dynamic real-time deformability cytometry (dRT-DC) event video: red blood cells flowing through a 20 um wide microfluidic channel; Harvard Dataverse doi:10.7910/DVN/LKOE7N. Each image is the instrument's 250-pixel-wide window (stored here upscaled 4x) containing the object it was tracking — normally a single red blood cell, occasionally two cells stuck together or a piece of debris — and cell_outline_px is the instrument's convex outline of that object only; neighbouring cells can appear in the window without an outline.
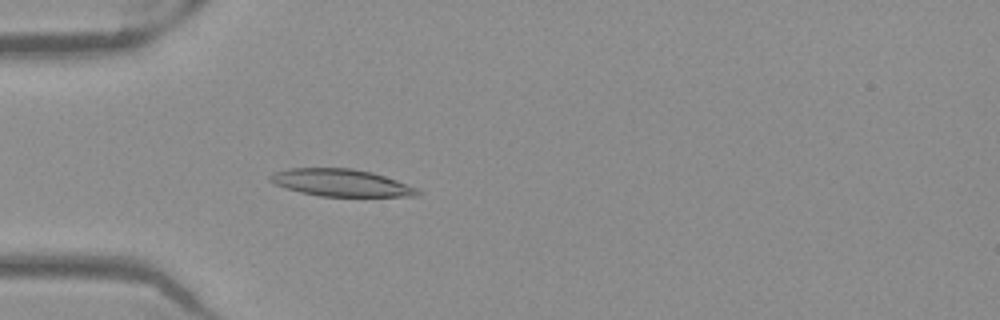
{"species": "Egyptian fruit bat (a non-hibernating species)", "species_latin": "Rousettus aegyptiacus", "temperature_condition": "warm", "stored_images_in_passage": 38, "camera_frame_rate_fps": 3000, "um_per_image_px": 0.085, "frame": {"image": 1, "passage_image": 8, "time_ms": 2.333, "image_size_px": [1000, 320], "cell_outline_px": [[420, 196], [320, 196], [300, 192], [284, 188], [268, 180], [268, 176], [272, 172], [288, 168], [352, 168], [372, 172], [396, 180], [416, 188], [420, 192]], "centroid_in_image_um": [28.93, 15.53], "position_along_channel_um": 56.1, "area_um2": 23.35}}
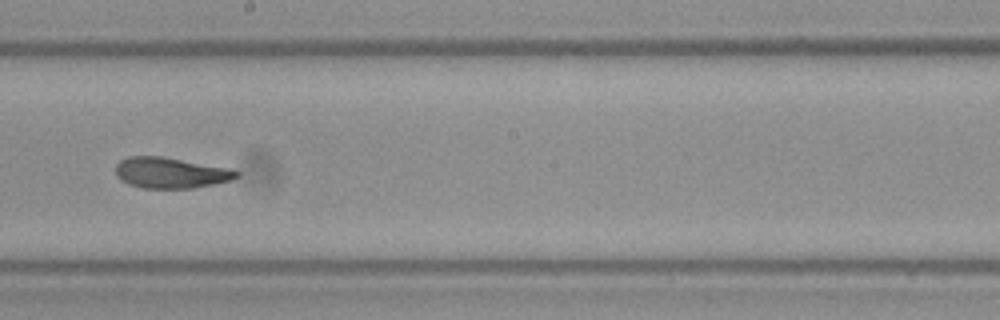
{"frame": {"image": 2, "passage_image": 22, "time_ms": 7.0, "image_size_px": [1000, 320], "cell_outline_px": [[240, 176], [232, 180], [192, 188], [144, 188], [128, 184], [120, 180], [116, 176], [116, 164], [120, 160], [128, 156], [164, 156], [228, 168], [240, 172]], "centroid_in_image_um": [14.49, 14.68], "position_along_channel_um": 233.7, "area_um2": 21.79}}
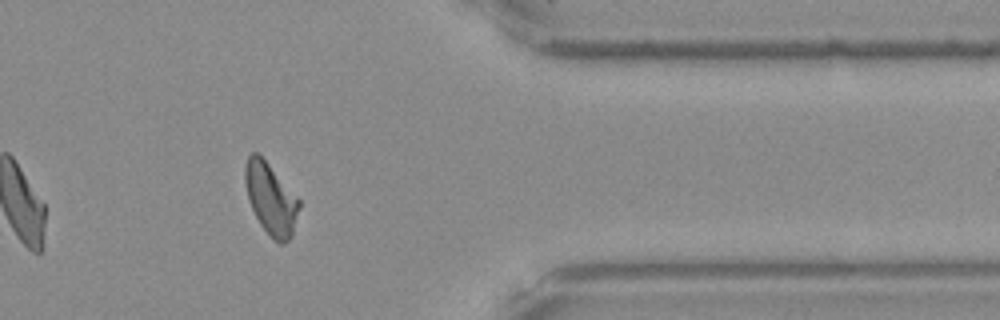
{"frame": {"image": 3, "passage_image": 35, "time_ms": 11.333, "image_size_px": [1000, 320], "cell_outline_px": [[300, 208], [292, 236], [284, 244], [280, 244], [260, 224], [248, 200], [244, 180], [244, 168], [248, 156], [252, 152], [256, 152], [268, 164], [300, 200]], "centroid_in_image_um": [23.01, 16.9], "position_along_channel_um": 388.4, "area_um2": 22.14}, "authors_computed_cell_mechanics": {"area_um2": 22.4264, "velocity_mm_per_s": 3.954, "shape_relaxation_time_tau1_ms": 6.1522, "shape_relaxation_time_tau2_ms": 1.5884, "deformation_change_tau1": 0.1749, "deformation_change_tau2": 0.0684}}